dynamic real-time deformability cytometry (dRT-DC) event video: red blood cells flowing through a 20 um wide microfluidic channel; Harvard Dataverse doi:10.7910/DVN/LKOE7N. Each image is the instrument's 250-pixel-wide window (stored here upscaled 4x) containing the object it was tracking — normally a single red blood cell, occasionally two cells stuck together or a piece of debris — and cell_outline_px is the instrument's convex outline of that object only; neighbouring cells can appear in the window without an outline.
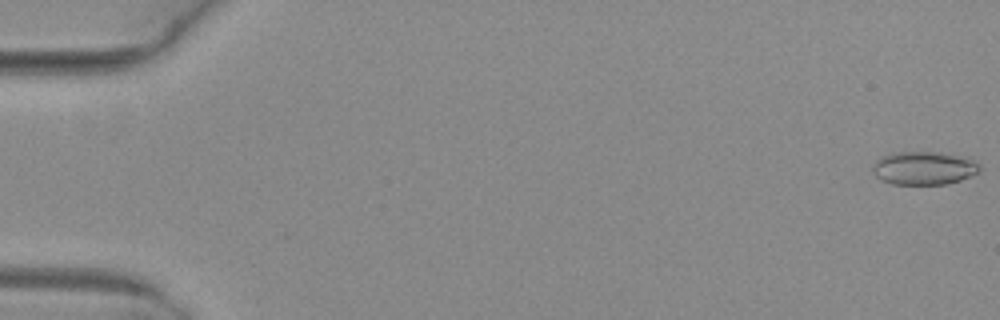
{"species": "common noctule bat (a hibernating species)", "species_latin": "Nyctalus noctula", "temperature_condition": "warm", "stored_images_in_passage": 16, "camera_frame_rate_fps": 3000, "um_per_image_px": 0.085, "animal": {"sex": "female", "body_mass_g": 29.2, "forearm_length_mm": 56.3}, "frame": {"image": 1, "passage_image": 1, "time_ms": 0.0, "image_size_px": [1000, 320], "cell_outline_px": [[980, 172], [972, 176], [960, 180], [944, 184], [892, 184], [880, 180], [872, 172], [872, 164], [880, 156], [892, 152], [940, 152], [968, 156], [980, 164]], "centroid_in_image_um": [78.54, 14.27], "position_along_channel_um": 6.5, "area_um2": 21.27}}